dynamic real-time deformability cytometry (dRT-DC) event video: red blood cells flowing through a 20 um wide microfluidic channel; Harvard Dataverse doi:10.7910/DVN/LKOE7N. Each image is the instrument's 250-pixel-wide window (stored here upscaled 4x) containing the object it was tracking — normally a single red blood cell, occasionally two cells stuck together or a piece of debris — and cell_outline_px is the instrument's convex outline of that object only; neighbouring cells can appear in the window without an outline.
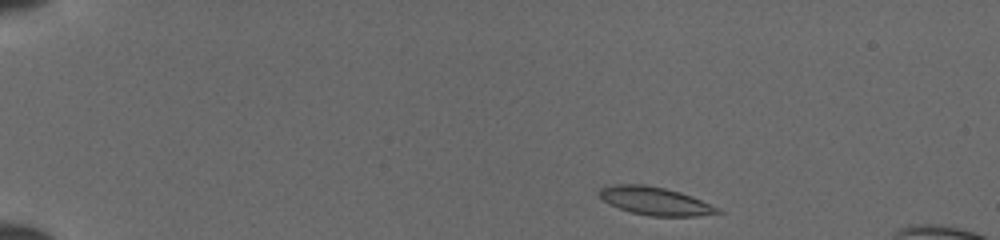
{"species": "common noctule bat (a hibernating species)", "species_latin": "Nyctalus noctula", "temperature_condition": "cold", "stored_images_in_passage": 43, "segment_of_instrument_passage": [1, 2], "camera_frame_rate_fps": 3000, "um_per_image_px": 0.085, "animal": {"sex": "female", "body_mass_g": 19.5, "forearm_length_mm": 54.1}, "frame": {"image": 1, "passage_image": 1, "time_ms": 0.0, "image_size_px": [1000, 240], "cell_outline_px": [[724, 212], [696, 216], [648, 216], [632, 212], [620, 208], [604, 200], [596, 192], [600, 188], [616, 184], [644, 184], [664, 188], [680, 192], [692, 196], [720, 208]], "centroid_in_image_um": [55.71, 17.08], "position_along_channel_um": 29.3, "area_um2": 19.25}}
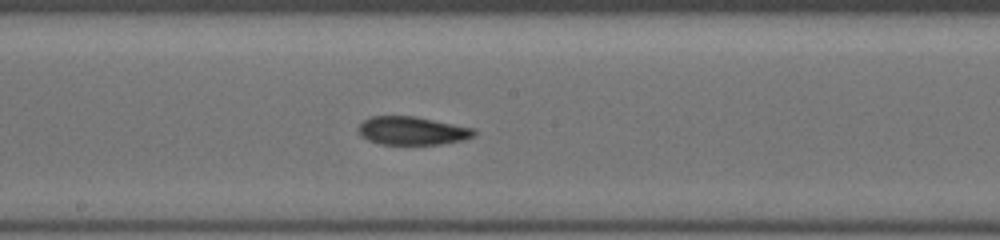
{"frame": {"image": 2, "passage_image": 21, "time_ms": 6.667, "image_size_px": [1000, 240], "cell_outline_px": [[476, 132], [472, 136], [464, 140], [440, 144], [380, 144], [368, 140], [360, 136], [356, 128], [364, 120], [372, 116], [416, 116], [476, 128]], "centroid_in_image_um": [35.03, 11.11], "position_along_channel_um": 213.2, "area_um2": 19.25}}
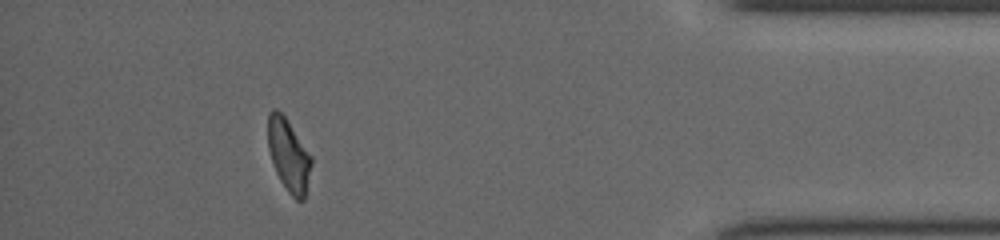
{"frame": {"image": 3, "passage_image": 38, "time_ms": 12.333, "image_size_px": [1000, 240], "cell_outline_px": [[312, 164], [304, 200], [296, 200], [288, 192], [280, 180], [276, 172], [268, 148], [268, 112], [272, 108], [276, 108], [284, 116], [312, 156]], "centroid_in_image_um": [24.53, 13.19], "position_along_channel_um": 410.7, "area_um2": 18.21}}